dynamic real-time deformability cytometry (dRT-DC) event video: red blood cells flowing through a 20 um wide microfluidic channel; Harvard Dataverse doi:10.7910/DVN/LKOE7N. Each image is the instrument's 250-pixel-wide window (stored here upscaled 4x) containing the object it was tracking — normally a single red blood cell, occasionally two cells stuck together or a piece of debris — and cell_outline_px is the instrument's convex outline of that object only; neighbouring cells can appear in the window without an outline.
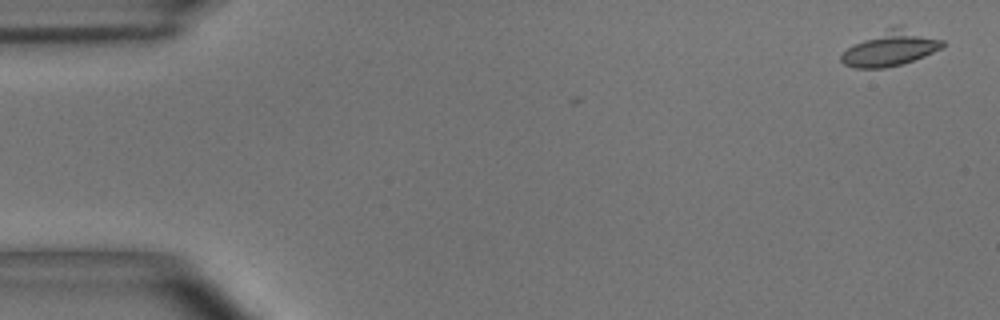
{"species": "common noctule bat (a hibernating species)", "species_latin": "Nyctalus noctula", "temperature_condition": "room temperature", "stored_images_in_passage": 5, "camera_frame_rate_fps": 3000, "um_per_image_px": 0.085, "animal": {"sex": "male", "body_mass_g": 15.6}, "frame": {"image": 1, "passage_image": 1, "time_ms": 0.0, "image_size_px": [1000, 320], "cell_outline_px": [[944, 44], [940, 48], [924, 56], [904, 64], [884, 68], [856, 68], [844, 64], [840, 60], [840, 56], [848, 48], [888, 28], [900, 24], [944, 40]], "centroid_in_image_um": [75.74, 4.11], "position_along_channel_um": 9.3, "area_um2": 20.4}}
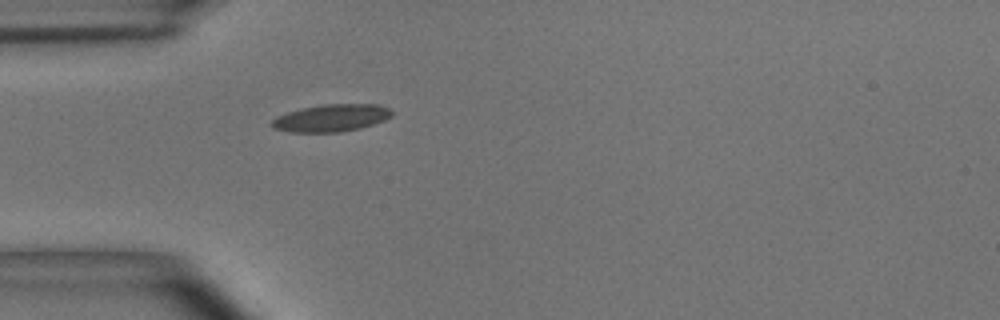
{"frame": {"image": 2, "passage_image": 5, "time_ms": 1.333, "image_size_px": [1000, 320], "cell_outline_px": [[392, 116], [384, 120], [360, 128], [340, 132], [292, 132], [272, 128], [272, 120], [276, 116], [300, 108], [324, 104], [380, 104], [388, 108], [392, 112]], "centroid_in_image_um": [28.15, 10.02], "position_along_channel_um": 56.8, "area_um2": 19.07}}